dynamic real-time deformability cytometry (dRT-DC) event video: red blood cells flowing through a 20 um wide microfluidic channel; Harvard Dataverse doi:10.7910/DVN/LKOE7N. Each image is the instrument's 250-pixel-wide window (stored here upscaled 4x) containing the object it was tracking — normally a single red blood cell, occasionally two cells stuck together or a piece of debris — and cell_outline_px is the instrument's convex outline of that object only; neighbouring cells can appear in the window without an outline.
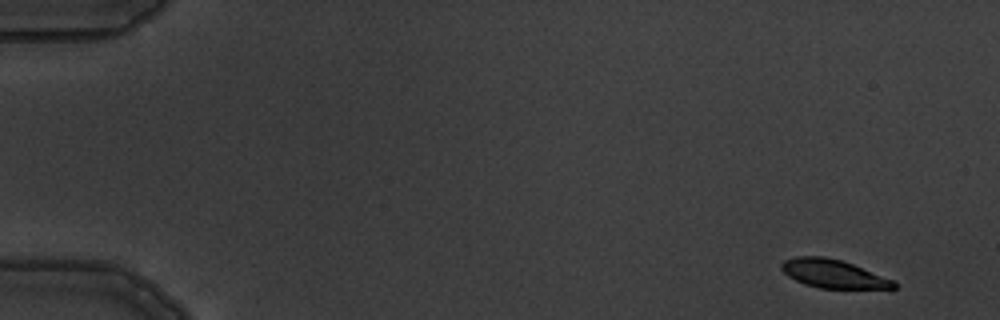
{"species": "common noctule bat (a hibernating species)", "species_latin": "Nyctalus noctula", "temperature_condition": "warm", "stored_images_in_passage": 5, "camera_frame_rate_fps": 3000, "um_per_image_px": 0.085, "animal": {"sex": "male", "body_mass_g": 19.5, "forearm_length_mm": 54.6}, "frame": {"image": 1, "passage_image": 1, "time_ms": 0.0, "image_size_px": [1000, 320], "cell_outline_px": [[896, 288], [820, 288], [804, 284], [788, 276], [780, 268], [780, 264], [784, 260], [796, 256], [824, 256], [840, 260], [852, 264], [892, 280], [896, 284]], "centroid_in_image_um": [70.75, 23.26], "position_along_channel_um": 14.2, "area_um2": 18.26}}
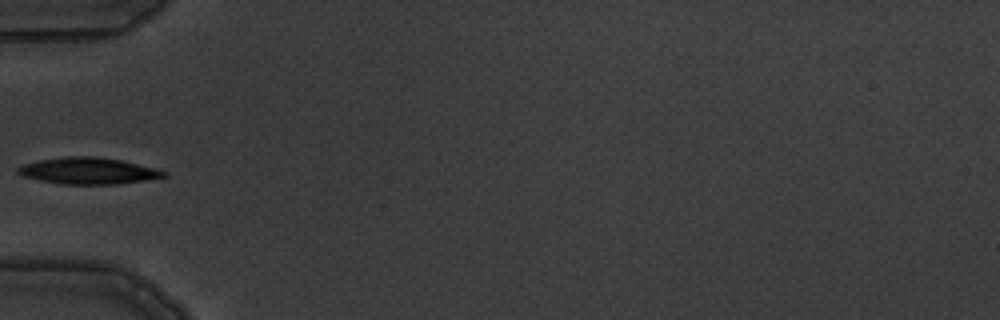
{"frame": {"image": 2, "passage_image": 5, "time_ms": 5.333, "image_size_px": [1000, 320], "cell_outline_px": [[168, 176], [148, 180], [116, 184], [64, 184], [40, 180], [24, 176], [16, 172], [16, 168], [20, 164], [40, 160], [64, 156], [92, 156], [120, 160], [156, 168], [168, 172]], "centroid_in_image_um": [7.51, 14.52], "position_along_channel_um": 77.5, "area_um2": 22.6}}